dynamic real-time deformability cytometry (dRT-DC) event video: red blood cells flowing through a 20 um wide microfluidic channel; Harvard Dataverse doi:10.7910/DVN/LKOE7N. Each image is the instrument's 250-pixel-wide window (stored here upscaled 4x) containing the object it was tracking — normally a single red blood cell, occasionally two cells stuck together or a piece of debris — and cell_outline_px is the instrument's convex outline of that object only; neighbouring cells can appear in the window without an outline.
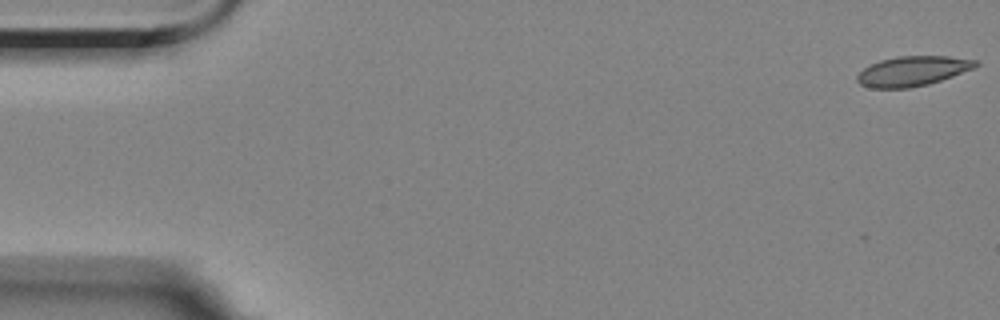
{"species": "Egyptian fruit bat (a non-hibernating species)", "species_latin": "Rousettus aegyptiacus", "temperature_condition": "room temperature", "stored_images_in_passage": 13, "camera_frame_rate_fps": 3000, "um_per_image_px": 0.085, "animal": {"sex": "female"}, "frame": {"image": 1, "passage_image": 1, "time_ms": 0.0, "image_size_px": [1000, 320], "cell_outline_px": [[980, 64], [976, 68], [928, 84], [908, 88], [872, 88], [860, 84], [856, 80], [856, 76], [864, 68], [880, 60], [896, 56], [948, 56], [976, 60]], "centroid_in_image_um": [77.58, 6.04], "position_along_channel_um": 7.4, "area_um2": 20.58}}
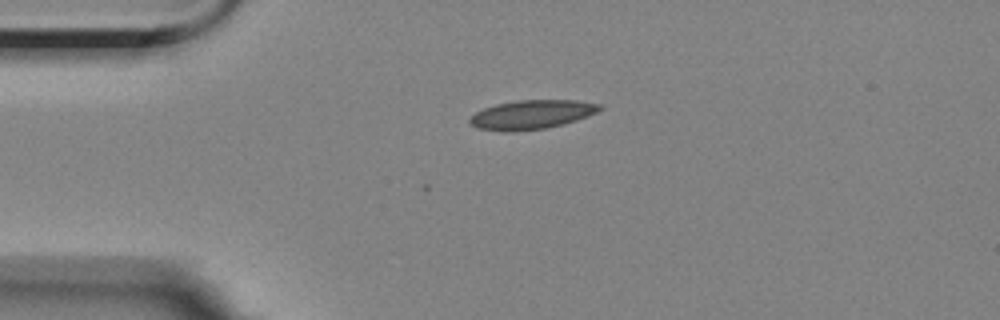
{"frame": {"image": 2, "passage_image": 13, "time_ms": 4.0, "image_size_px": [1000, 320], "cell_outline_px": [[604, 108], [588, 116], [576, 120], [544, 128], [512, 132], [504, 132], [476, 128], [468, 124], [468, 120], [476, 112], [484, 108], [496, 104], [516, 100], [576, 100], [604, 104]], "centroid_in_image_um": [45.18, 9.73], "position_along_channel_um": 39.8, "area_um2": 22.14}}